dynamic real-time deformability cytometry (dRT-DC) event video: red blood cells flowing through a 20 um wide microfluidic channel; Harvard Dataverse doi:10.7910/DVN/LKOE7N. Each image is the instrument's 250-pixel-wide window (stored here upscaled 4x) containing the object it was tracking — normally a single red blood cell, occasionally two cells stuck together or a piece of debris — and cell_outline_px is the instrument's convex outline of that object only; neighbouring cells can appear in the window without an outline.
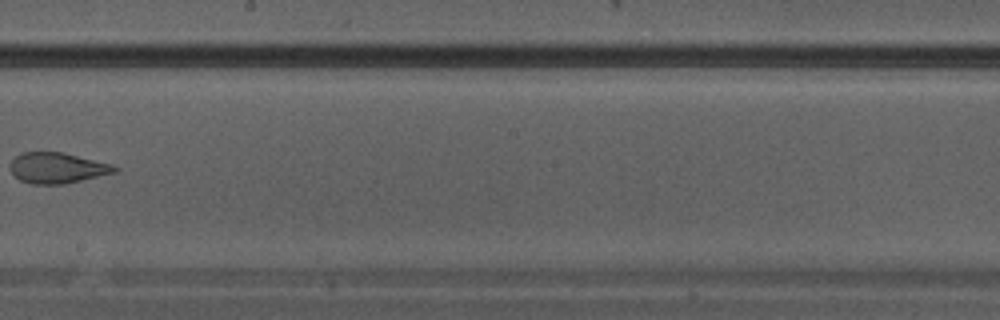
{"species": "Egyptian fruit bat (a non-hibernating species)", "species_latin": "Rousettus aegyptiacus", "temperature_condition": "warm", "stored_images_in_passage": 28, "camera_frame_rate_fps": 3000, "um_per_image_px": 0.085, "animal": {"sex": "male"}, "frame": {"image": 1, "passage_image": 16, "time_ms": 5.0, "image_size_px": [1000, 320], "cell_outline_px": [[120, 168], [116, 172], [64, 184], [32, 184], [20, 180], [12, 172], [12, 160], [20, 152], [60, 152], [112, 164]], "centroid_in_image_um": [4.88, 14.27], "position_along_channel_um": 243.3, "area_um2": 18.38}}